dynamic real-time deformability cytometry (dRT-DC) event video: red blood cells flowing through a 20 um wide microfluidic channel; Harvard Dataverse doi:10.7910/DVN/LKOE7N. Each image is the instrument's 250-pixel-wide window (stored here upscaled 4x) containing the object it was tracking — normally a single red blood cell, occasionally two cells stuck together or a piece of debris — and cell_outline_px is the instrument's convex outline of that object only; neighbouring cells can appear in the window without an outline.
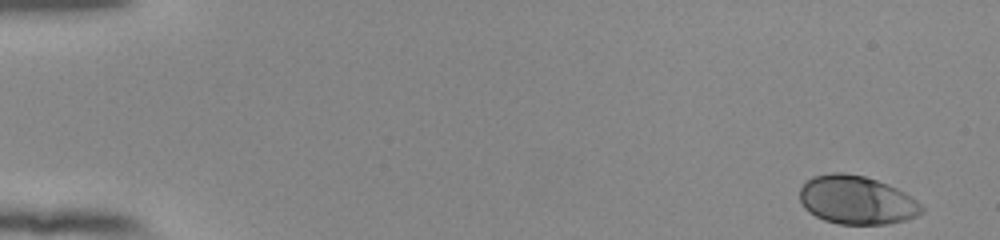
{"species": "human", "species_latin": "Homo sapiens", "temperature_condition": "room temperature", "stored_images_in_passage": 52, "camera_frame_rate_fps": 3000, "um_per_image_px": 0.085, "donor": {"sex": "female"}, "frame": {"image": 1, "passage_image": 1, "time_ms": 0.0, "image_size_px": [1000, 240], "cell_outline_px": [[924, 212], [908, 220], [888, 224], [840, 224], [824, 220], [808, 212], [804, 208], [800, 200], [800, 188], [804, 180], [812, 176], [832, 172], [844, 172], [864, 176], [888, 184], [904, 192], [916, 200], [924, 208]], "centroid_in_image_um": [72.79, 17.0], "position_along_channel_um": 12.2, "area_um2": 34.8}}
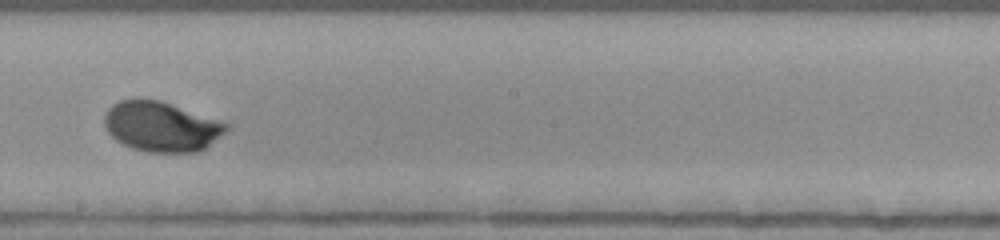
{"frame": {"image": 2, "passage_image": 30, "time_ms": 9.667, "image_size_px": [1000, 240], "cell_outline_px": [[232, 128], [228, 132], [200, 152], [148, 152], [132, 148], [116, 140], [108, 132], [104, 124], [104, 116], [108, 108], [112, 104], [120, 100], [136, 96], [160, 100], [232, 124]], "centroid_in_image_um": [13.75, 10.73], "position_along_channel_um": 234.4, "area_um2": 36.36}}
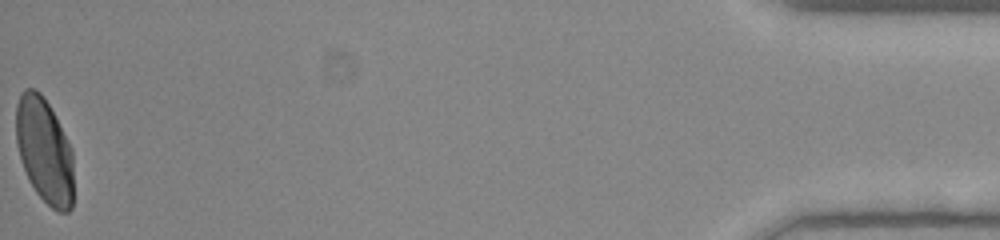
{"frame": {"image": 3, "passage_image": 52, "time_ms": 17.0, "image_size_px": [1000, 240], "cell_outline_px": [[72, 208], [68, 212], [60, 212], [52, 208], [36, 192], [28, 180], [20, 160], [16, 144], [16, 104], [20, 92], [24, 88], [36, 88], [44, 96], [72, 148]], "centroid_in_image_um": [3.74, 12.76], "position_along_channel_um": 431.5, "area_um2": 35.49}, "authors_computed_cell_mechanics": {"area_um2": 34.7667, "velocity_mm_per_s": 3.9222, "shape_relaxation_time_tau1_ms": 2.083, "shape_relaxation_time_tau2_ms": null, "deformation_change_tau1": 0.1532, "deformation_change_tau2": null}}